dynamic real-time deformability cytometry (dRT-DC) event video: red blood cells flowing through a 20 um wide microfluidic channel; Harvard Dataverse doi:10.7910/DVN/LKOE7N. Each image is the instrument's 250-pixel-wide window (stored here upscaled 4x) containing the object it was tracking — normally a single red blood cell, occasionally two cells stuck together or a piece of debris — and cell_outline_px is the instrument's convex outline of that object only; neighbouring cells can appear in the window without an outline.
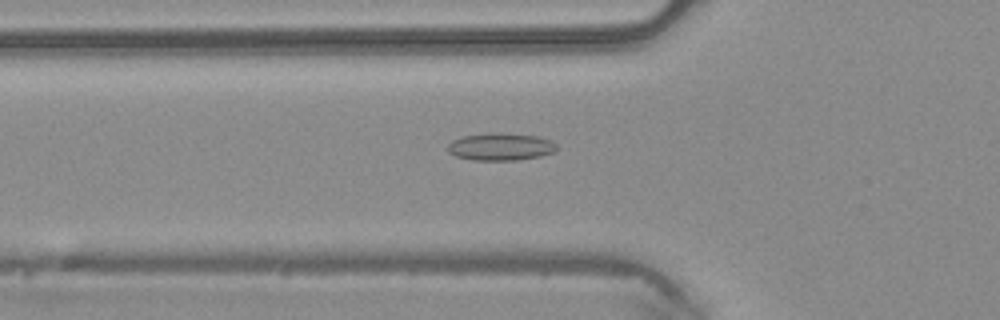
{"species": "common noctule bat (a hibernating species)", "species_latin": "Nyctalus noctula", "temperature_condition": "warm", "stored_images_in_passage": 46, "camera_frame_rate_fps": 3000, "um_per_image_px": 0.085, "animal": {"sex": "male", "body_mass_g": 20.4}, "frame": {"image": 1, "passage_image": 16, "time_ms": 5.0, "image_size_px": [1000, 320], "cell_outline_px": [[556, 152], [540, 156], [516, 160], [472, 160], [456, 156], [448, 152], [448, 144], [452, 140], [464, 136], [536, 136], [552, 140], [556, 144]], "centroid_in_image_um": [42.57, 12.54], "position_along_channel_um": 83.2, "area_um2": 16.36}}
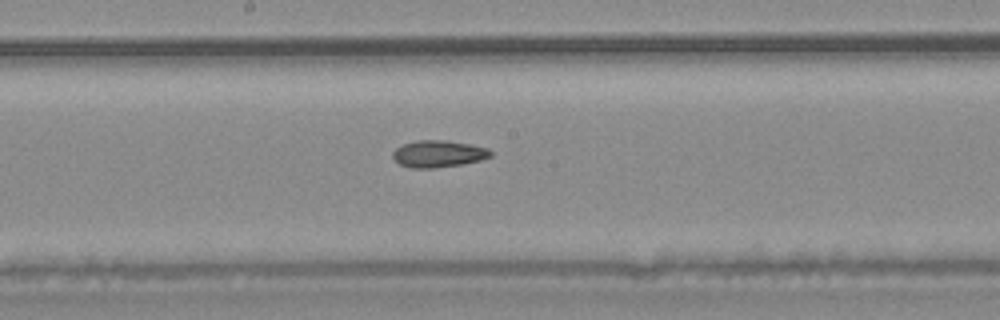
{"frame": {"image": 2, "passage_image": 25, "time_ms": 8.0, "image_size_px": [1000, 320], "cell_outline_px": [[492, 156], [480, 160], [460, 164], [436, 168], [412, 168], [400, 164], [392, 156], [392, 152], [396, 148], [404, 144], [416, 140], [444, 140], [468, 144], [488, 148], [492, 152]], "centroid_in_image_um": [37.25, 13.07], "position_along_channel_um": 210.9, "area_um2": 15.2}}
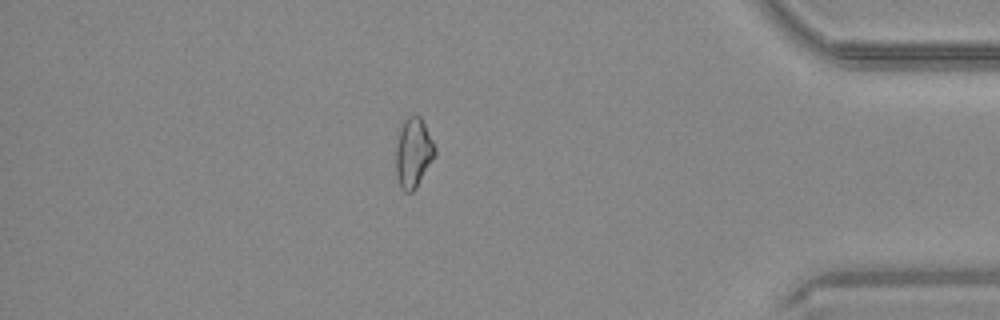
{"frame": {"image": 3, "passage_image": 41, "time_ms": 13.333, "image_size_px": [1000, 320], "cell_outline_px": [[436, 152], [432, 160], [416, 188], [412, 192], [404, 192], [400, 188], [396, 176], [396, 148], [400, 128], [404, 120], [412, 112], [420, 116], [436, 148]], "centroid_in_image_um": [35.12, 12.98], "position_along_channel_um": 400.1, "area_um2": 15.84}, "authors_computed_cell_mechanics": {"area_um2": 15.8372, "velocity_mm_per_s": 4.2216, "shape_relaxation_time_tau1_ms": null, "shape_relaxation_time_tau2_ms": 9.1111, "deformation_change_tau1": null, "deformation_change_tau2": 0.1855}}